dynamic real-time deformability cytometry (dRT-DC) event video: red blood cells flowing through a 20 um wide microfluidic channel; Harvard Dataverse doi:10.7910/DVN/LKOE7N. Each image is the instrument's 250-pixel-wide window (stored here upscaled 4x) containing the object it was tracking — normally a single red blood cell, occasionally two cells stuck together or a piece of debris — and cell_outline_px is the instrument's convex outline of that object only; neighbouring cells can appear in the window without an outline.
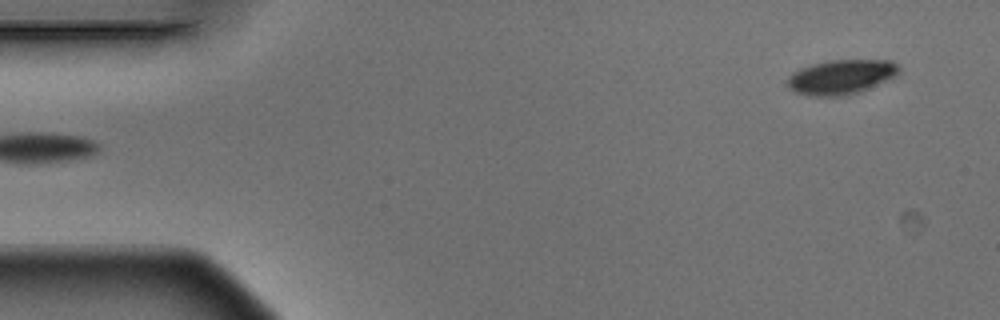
{"species": "Egyptian fruit bat (a non-hibernating species)", "species_latin": "Rousettus aegyptiacus", "temperature_condition": "warm", "stored_images_in_passage": 5, "segment_of_instrument_passage": [2, 2], "camera_frame_rate_fps": 3000, "um_per_image_px": 0.085, "animal": {"sex": "male"}, "frame": {"image": 1, "passage_image": 5, "time_ms": 1.333, "image_size_px": [1000, 320], "cell_outline_px": [[900, 76], [860, 92], [848, 96], [808, 96], [796, 92], [788, 88], [788, 76], [792, 72], [800, 68], [812, 64], [828, 60], [892, 60], [900, 64]], "centroid_in_image_um": [71.57, 6.54], "position_along_channel_um": 13.4, "area_um2": 23.12}}